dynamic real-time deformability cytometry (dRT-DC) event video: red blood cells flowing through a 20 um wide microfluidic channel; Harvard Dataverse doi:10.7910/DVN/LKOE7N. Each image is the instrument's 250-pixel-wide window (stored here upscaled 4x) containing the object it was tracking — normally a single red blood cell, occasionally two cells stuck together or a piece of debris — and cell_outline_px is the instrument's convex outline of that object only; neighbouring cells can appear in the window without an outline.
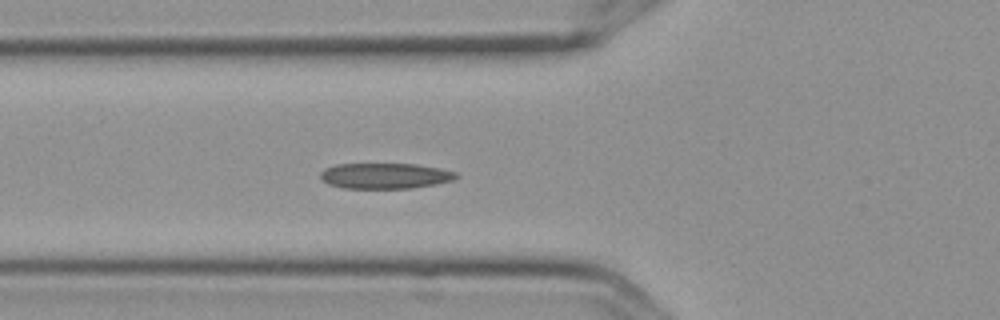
{"species": "Egyptian fruit bat (a non-hibernating species)", "species_latin": "Rousettus aegyptiacus", "temperature_condition": "cold", "stored_images_in_passage": 6, "camera_frame_rate_fps": 3000, "um_per_image_px": 0.085, "frame": {"image": 1, "passage_image": 6, "time_ms": 1.667, "image_size_px": [1000, 320], "cell_outline_px": [[460, 176], [452, 180], [436, 184], [408, 188], [344, 188], [328, 184], [320, 176], [320, 172], [324, 168], [336, 164], [416, 164], [440, 168], [456, 172]], "centroid_in_image_um": [32.73, 14.94], "position_along_channel_um": 93.1, "area_um2": 20.23}}